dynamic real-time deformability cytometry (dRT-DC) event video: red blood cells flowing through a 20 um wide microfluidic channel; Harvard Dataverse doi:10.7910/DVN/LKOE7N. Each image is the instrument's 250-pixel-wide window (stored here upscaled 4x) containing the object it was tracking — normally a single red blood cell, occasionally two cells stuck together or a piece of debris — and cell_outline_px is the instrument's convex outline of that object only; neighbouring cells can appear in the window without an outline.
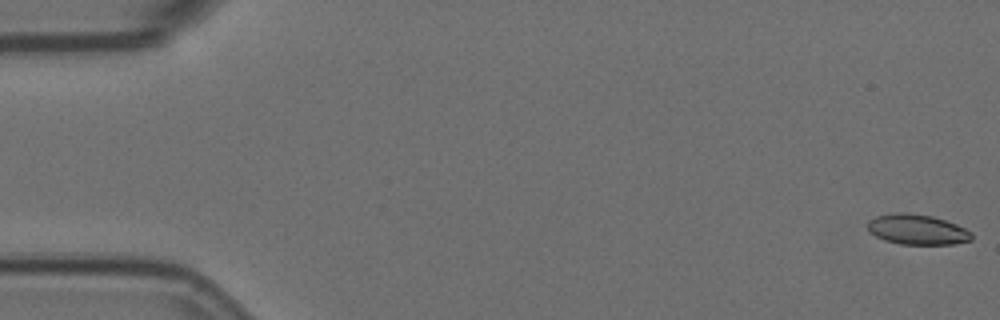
{"species": "Egyptian fruit bat (a non-hibernating species)", "species_latin": "Rousettus aegyptiacus", "temperature_condition": "room temperature", "stored_images_in_passage": 8, "camera_frame_rate_fps": 3000, "um_per_image_px": 0.085, "animal": {"sex": "female"}, "frame": {"image": 1, "passage_image": 1, "time_ms": 0.0, "image_size_px": [1000, 320], "cell_outline_px": [[972, 240], [952, 244], [900, 244], [884, 240], [868, 232], [868, 220], [876, 216], [896, 212], [908, 212], [932, 216], [956, 224], [972, 232]], "centroid_in_image_um": [77.94, 19.5], "position_along_channel_um": 7.1, "area_um2": 18.38}}
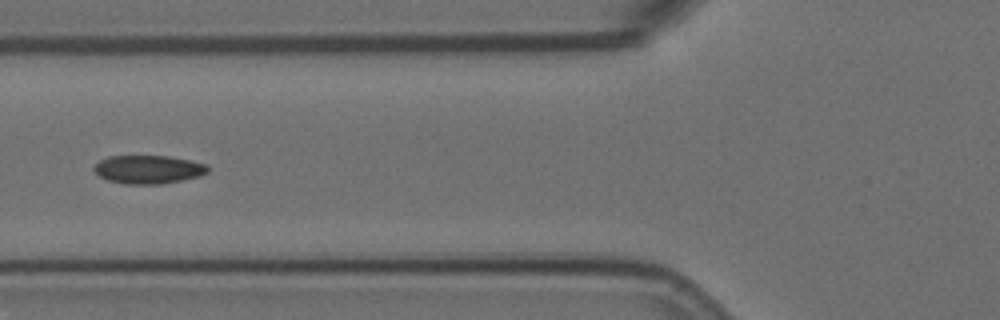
{"frame": {"image": 2, "passage_image": 7, "time_ms": 2.0, "image_size_px": [1000, 320], "cell_outline_px": [[208, 172], [200, 176], [160, 184], [124, 184], [108, 180], [100, 176], [92, 168], [100, 160], [108, 156], [168, 156], [208, 164]], "centroid_in_image_um": [12.6, 14.4], "position_along_channel_um": 113.2, "area_um2": 18.73}}
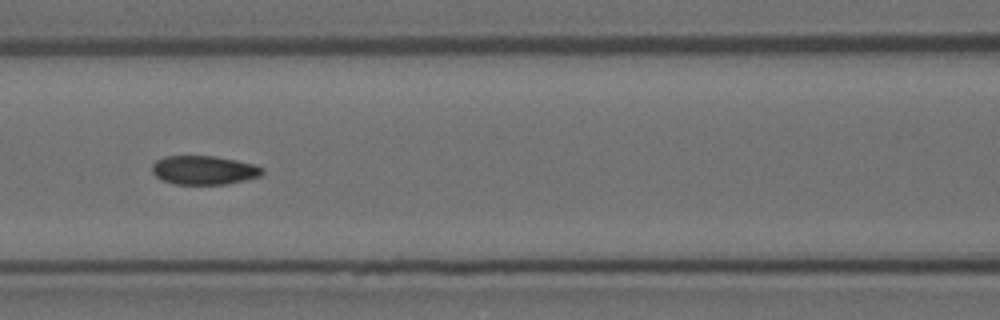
{"frame": {"image": 3, "passage_image": 8, "time_ms": 2.333, "image_size_px": [1000, 320], "cell_outline_px": [[264, 172], [260, 176], [244, 180], [224, 184], [172, 184], [160, 180], [152, 172], [152, 164], [156, 160], [164, 156], [212, 156], [236, 160], [256, 164], [264, 168]], "centroid_in_image_um": [17.32, 14.46], "position_along_channel_um": 149.3, "area_um2": 18.67}}